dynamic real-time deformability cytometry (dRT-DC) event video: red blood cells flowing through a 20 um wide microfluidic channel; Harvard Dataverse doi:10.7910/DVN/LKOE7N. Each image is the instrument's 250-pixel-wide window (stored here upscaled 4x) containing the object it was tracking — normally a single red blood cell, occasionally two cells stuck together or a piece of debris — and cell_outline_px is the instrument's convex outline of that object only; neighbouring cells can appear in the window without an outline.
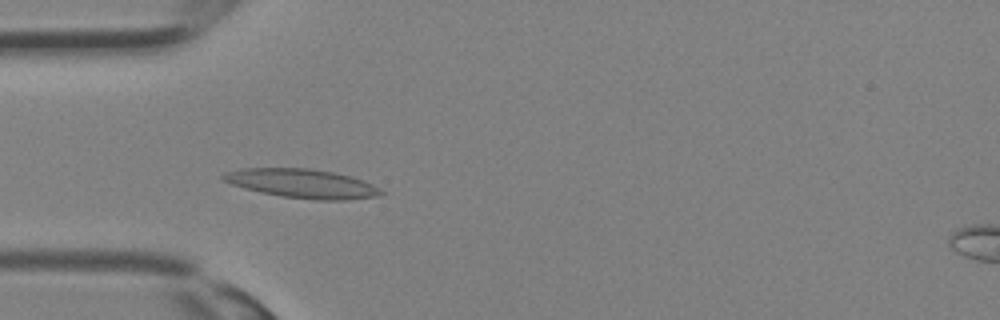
{"species": "Egyptian fruit bat (a non-hibernating species)", "species_latin": "Rousettus aegyptiacus", "temperature_condition": "room temperature", "stored_images_in_passage": 32, "camera_frame_rate_fps": 3000, "um_per_image_px": 0.085, "animal": {"sex": "female"}, "frame": {"image": 1, "passage_image": 9, "time_ms": 2.667, "image_size_px": [1000, 320], "cell_outline_px": [[384, 192], [380, 196], [344, 200], [316, 200], [280, 196], [244, 188], [232, 184], [224, 180], [220, 176], [224, 172], [240, 168], [308, 168], [332, 172], [364, 180], [372, 184]], "centroid_in_image_um": [25.67, 15.6], "position_along_channel_um": 59.3, "area_um2": 26.59}}
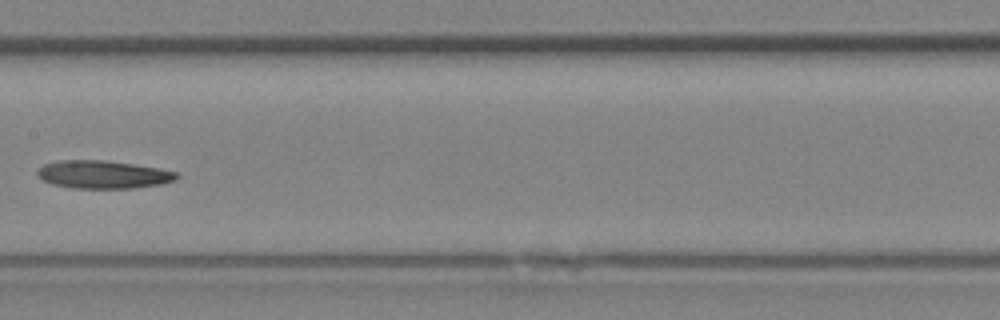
{"frame": {"image": 2, "passage_image": 16, "time_ms": 5.0, "image_size_px": [1000, 320], "cell_outline_px": [[180, 176], [176, 180], [160, 184], [132, 188], [72, 188], [52, 184], [44, 180], [36, 172], [44, 164], [60, 160], [104, 160], [160, 168], [180, 172]], "centroid_in_image_um": [8.82, 14.83], "position_along_channel_um": 198.6, "area_um2": 22.66}}
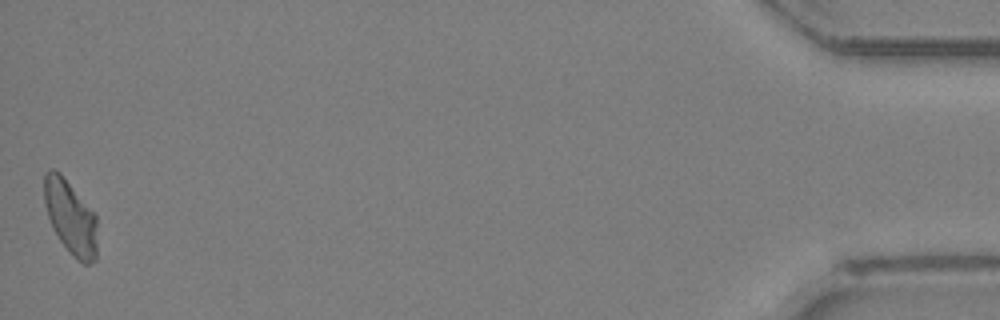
{"frame": {"image": 3, "passage_image": 32, "time_ms": 10.333, "image_size_px": [1000, 320], "cell_outline_px": [[96, 260], [88, 264], [84, 264], [60, 240], [48, 216], [44, 204], [44, 172], [52, 168], [60, 172], [96, 216]], "centroid_in_image_um": [5.98, 18.41], "position_along_channel_um": 429.2, "area_um2": 22.2}}